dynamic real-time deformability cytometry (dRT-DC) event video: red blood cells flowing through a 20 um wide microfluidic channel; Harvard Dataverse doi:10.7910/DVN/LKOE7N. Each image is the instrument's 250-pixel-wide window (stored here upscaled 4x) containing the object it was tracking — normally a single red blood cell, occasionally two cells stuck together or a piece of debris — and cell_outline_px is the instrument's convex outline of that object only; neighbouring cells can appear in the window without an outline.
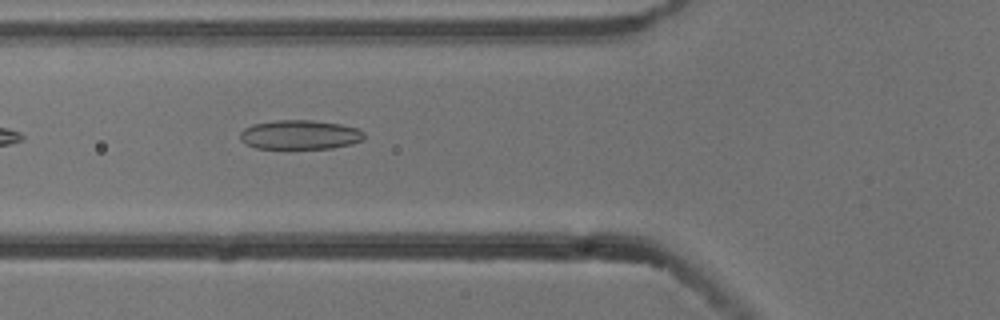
{"species": "common noctule bat (a hibernating species)", "species_latin": "Nyctalus noctula", "temperature_condition": "cold", "stored_images_in_passage": 4, "camera_frame_rate_fps": 3000, "um_per_image_px": 0.085, "animal": {"sex": "male", "body_mass_g": 13.3}, "frame": {"image": 1, "passage_image": 4, "time_ms": 1.0, "image_size_px": [1000, 320], "cell_outline_px": [[364, 140], [352, 144], [332, 148], [256, 148], [240, 140], [240, 132], [244, 128], [252, 124], [276, 120], [312, 120], [340, 124], [360, 128], [364, 132]], "centroid_in_image_um": [25.52, 11.44], "position_along_channel_um": 100.3, "area_um2": 21.27}}